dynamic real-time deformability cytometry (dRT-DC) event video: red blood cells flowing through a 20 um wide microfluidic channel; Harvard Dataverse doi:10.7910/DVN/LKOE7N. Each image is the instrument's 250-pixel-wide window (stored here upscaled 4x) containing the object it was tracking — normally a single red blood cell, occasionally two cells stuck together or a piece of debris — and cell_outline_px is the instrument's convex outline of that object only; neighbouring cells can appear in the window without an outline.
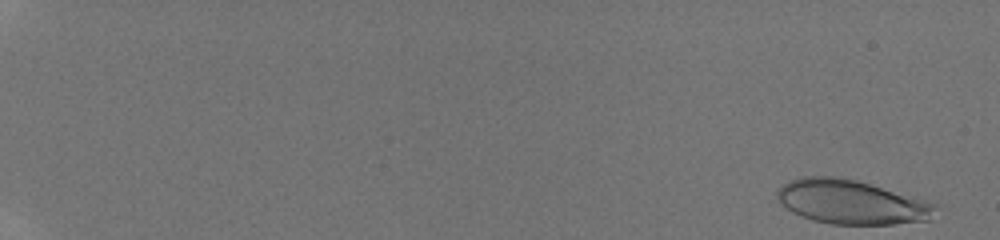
{"species": "human", "species_latin": "Homo sapiens", "temperature_condition": "room temperature", "stored_images_in_passage": 46, "camera_frame_rate_fps": 3000, "um_per_image_px": 0.085, "donor": {"sex": "male"}, "frame": {"image": 1, "passage_image": 1, "time_ms": 0.0, "image_size_px": [1000, 240], "cell_outline_px": [[936, 204], [928, 220], [892, 224], [832, 224], [812, 220], [800, 216], [792, 212], [776, 196], [776, 188], [800, 176], [836, 176], [856, 180], [924, 200]], "centroid_in_image_um": [72.29, 17.16], "position_along_channel_um": 12.7, "area_um2": 40.11}}
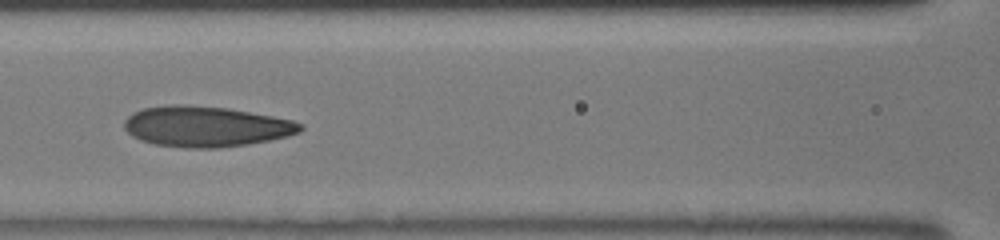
{"frame": {"image": 2, "passage_image": 24, "time_ms": 7.667, "image_size_px": [1000, 240], "cell_outline_px": [[304, 128], [300, 132], [288, 136], [248, 144], [220, 148], [184, 148], [156, 144], [140, 140], [132, 136], [124, 128], [124, 120], [132, 112], [144, 108], [172, 104], [188, 104], [228, 108], [272, 116], [292, 120], [300, 124]], "centroid_in_image_um": [17.47, 10.75], "position_along_channel_um": 149.1, "area_um2": 41.73}}
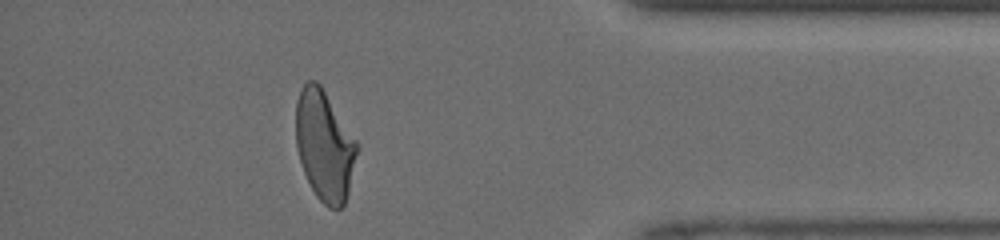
{"frame": {"image": 3, "passage_image": 42, "time_ms": 13.667, "image_size_px": [1000, 240], "cell_outline_px": [[360, 144], [348, 192], [344, 204], [340, 208], [328, 208], [316, 196], [304, 172], [296, 148], [296, 100], [304, 84], [308, 80], [316, 80], [320, 84]], "centroid_in_image_um": [27.59, 12.36], "position_along_channel_um": 407.6, "area_um2": 39.36}}